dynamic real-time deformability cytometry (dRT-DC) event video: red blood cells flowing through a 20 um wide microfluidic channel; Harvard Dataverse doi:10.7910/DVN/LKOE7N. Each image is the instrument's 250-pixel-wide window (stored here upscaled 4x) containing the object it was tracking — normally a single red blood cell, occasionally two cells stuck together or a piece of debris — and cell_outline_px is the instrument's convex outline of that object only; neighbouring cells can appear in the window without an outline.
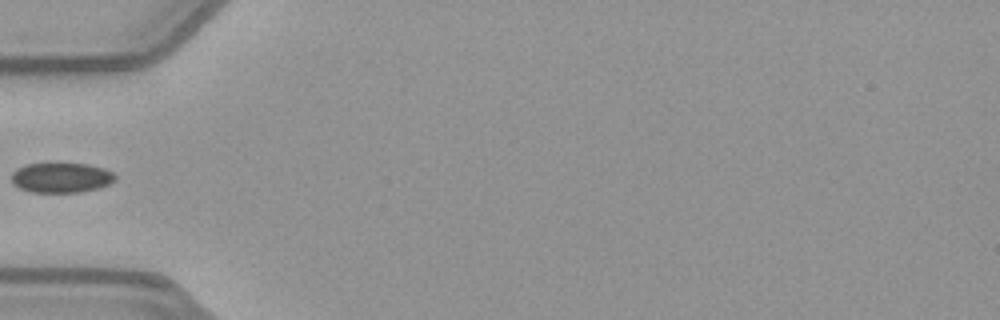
{"species": "common noctule bat (a hibernating species)", "species_latin": "Nyctalus noctula", "temperature_condition": "warm", "stored_images_in_passage": 35, "camera_frame_rate_fps": 3000, "um_per_image_px": 0.085, "animal": {"sex": "female", "body_mass_g": 21.9}, "frame": {"image": 1, "passage_image": 1, "time_ms": 0.0, "image_size_px": [1000, 320], "cell_outline_px": [[116, 180], [108, 184], [96, 188], [80, 192], [28, 192], [12, 184], [12, 172], [16, 168], [28, 164], [88, 164], [104, 168], [112, 172], [116, 176]], "centroid_in_image_um": [5.18, 15.1], "position_along_channel_um": 79.8, "area_um2": 18.03}}
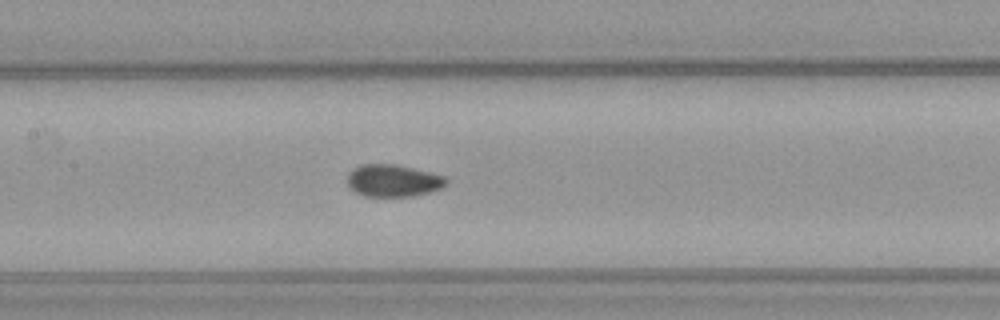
{"frame": {"image": 2, "passage_image": 8, "time_ms": 2.333, "image_size_px": [1000, 320], "cell_outline_px": [[448, 180], [440, 188], [428, 192], [412, 196], [364, 196], [352, 192], [348, 188], [348, 172], [352, 168], [360, 164], [392, 164], [412, 168], [444, 176]], "centroid_in_image_um": [33.32, 15.35], "position_along_channel_um": 174.1, "area_um2": 18.5}}
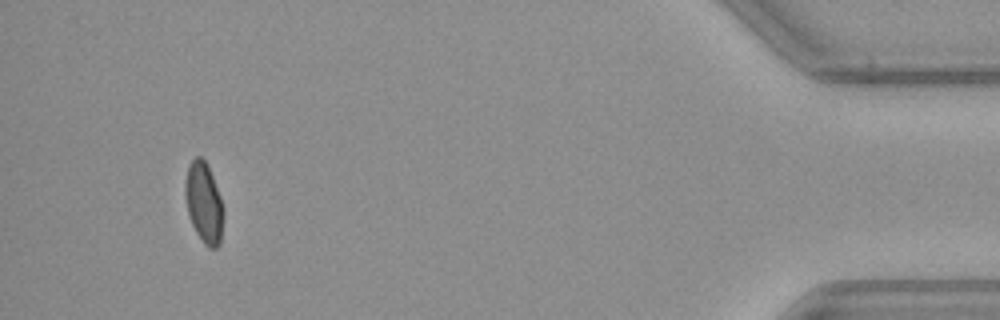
{"frame": {"image": 3, "passage_image": 32, "time_ms": 10.333, "image_size_px": [1000, 320], "cell_outline_px": [[224, 216], [220, 244], [216, 248], [208, 248], [204, 244], [196, 232], [192, 224], [188, 212], [184, 192], [184, 184], [188, 164], [196, 156], [200, 156], [208, 164], [220, 196], [224, 208]], "centroid_in_image_um": [17.34, 17.23], "position_along_channel_um": 417.9, "area_um2": 18.21}}